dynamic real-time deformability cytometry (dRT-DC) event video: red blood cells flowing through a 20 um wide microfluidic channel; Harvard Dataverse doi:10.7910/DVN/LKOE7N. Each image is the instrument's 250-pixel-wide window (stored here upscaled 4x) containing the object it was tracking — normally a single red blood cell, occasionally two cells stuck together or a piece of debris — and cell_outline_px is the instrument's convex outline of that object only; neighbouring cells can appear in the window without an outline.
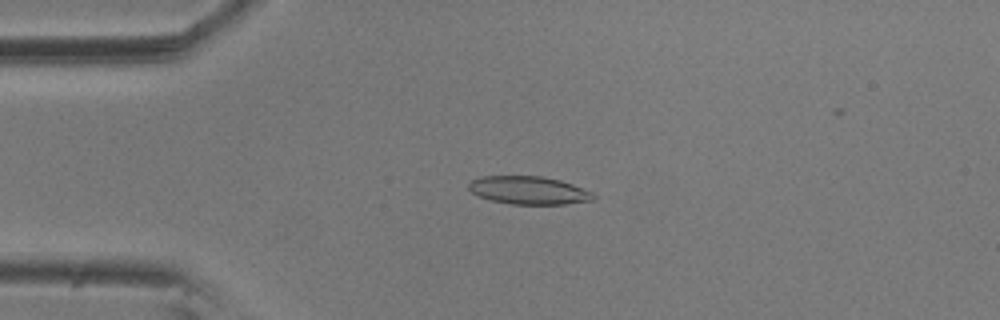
{"species": "common noctule bat (a hibernating species)", "species_latin": "Nyctalus noctula", "temperature_condition": "room temperature", "stored_images_in_passage": 38, "camera_frame_rate_fps": 3000, "um_per_image_px": 0.085, "animal": {"sex": "male", "body_mass_g": 20.5, "forearm_length_mm": 52.5}, "frame": {"image": 1, "passage_image": 2, "time_ms": 0.333, "image_size_px": [1000, 320], "cell_outline_px": [[596, 200], [564, 204], [512, 204], [492, 200], [476, 196], [468, 188], [468, 184], [472, 180], [480, 176], [540, 176], [560, 180], [572, 184], [592, 192], [596, 196]], "centroid_in_image_um": [44.94, 16.18], "position_along_channel_um": 40.1, "area_um2": 20.4}}
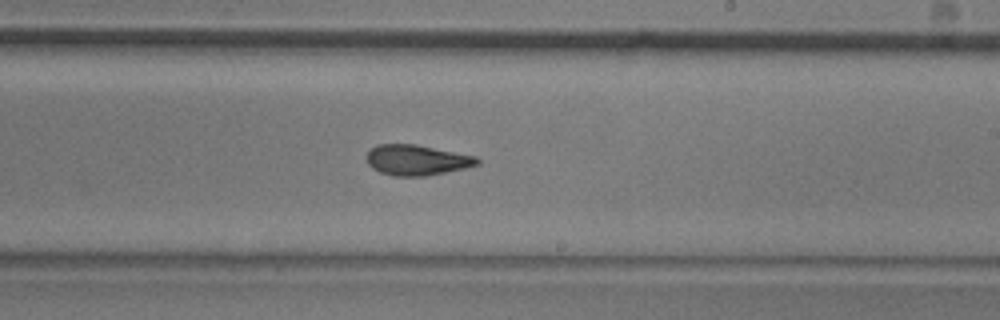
{"frame": {"image": 2, "passage_image": 22, "time_ms": 7.0, "image_size_px": [1000, 320], "cell_outline_px": [[480, 164], [464, 168], [424, 176], [392, 176], [380, 172], [372, 168], [368, 164], [364, 156], [376, 144], [416, 144], [476, 156], [480, 160]], "centroid_in_image_um": [35.39, 13.6], "position_along_channel_um": 253.6, "area_um2": 19.71}}
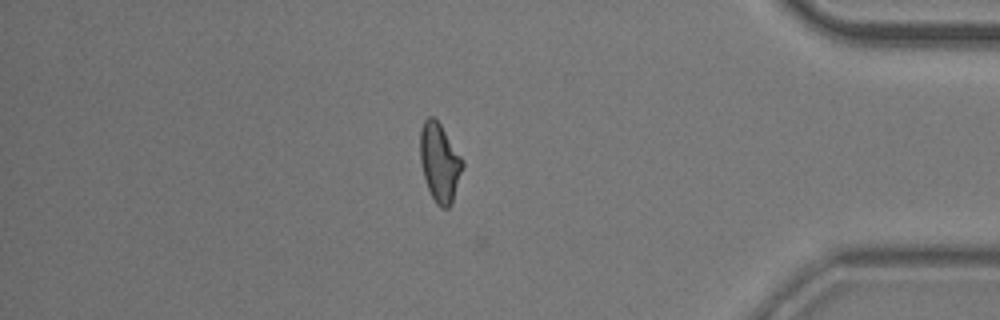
{"frame": {"image": 3, "passage_image": 37, "time_ms": 12.0, "image_size_px": [1000, 320], "cell_outline_px": [[464, 164], [452, 204], [448, 208], [440, 208], [436, 204], [428, 188], [420, 164], [420, 128], [424, 120], [428, 116], [432, 116], [440, 124], [464, 160]], "centroid_in_image_um": [37.37, 13.81], "position_along_channel_um": 397.8, "area_um2": 19.48}, "authors_computed_cell_mechanics": {"area_um2": 19.8254, "velocity_mm_per_s": 3.5655, "shape_relaxation_time_tau1_ms": null, "shape_relaxation_time_tau2_ms": 2.5583, "deformation_change_tau1": null, "deformation_change_tau2": 0.1051}}